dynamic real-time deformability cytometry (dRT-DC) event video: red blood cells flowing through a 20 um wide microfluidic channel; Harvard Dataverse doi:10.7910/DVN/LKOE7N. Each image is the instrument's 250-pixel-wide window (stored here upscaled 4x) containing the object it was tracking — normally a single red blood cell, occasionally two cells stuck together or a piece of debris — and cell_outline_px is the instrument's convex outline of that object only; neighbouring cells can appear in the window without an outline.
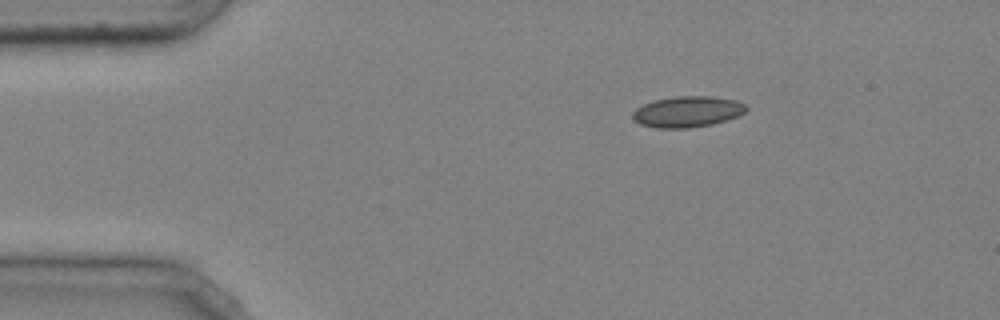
{"species": "common noctule bat (a hibernating species)", "species_latin": "Nyctalus noctula", "temperature_condition": "cold", "stored_images_in_passage": 38, "camera_frame_rate_fps": 3000, "um_per_image_px": 0.085, "animal": {"sex": "male", "body_mass_g": 20.4}, "frame": {"image": 1, "passage_image": 1, "time_ms": 0.0, "image_size_px": [1000, 320], "cell_outline_px": [[748, 108], [744, 112], [736, 116], [712, 124], [688, 128], [656, 128], [640, 124], [632, 120], [632, 112], [636, 108], [644, 104], [656, 100], [672, 96], [712, 96], [736, 100], [744, 104]], "centroid_in_image_um": [58.39, 9.49], "position_along_channel_um": 26.6, "area_um2": 20.46}}
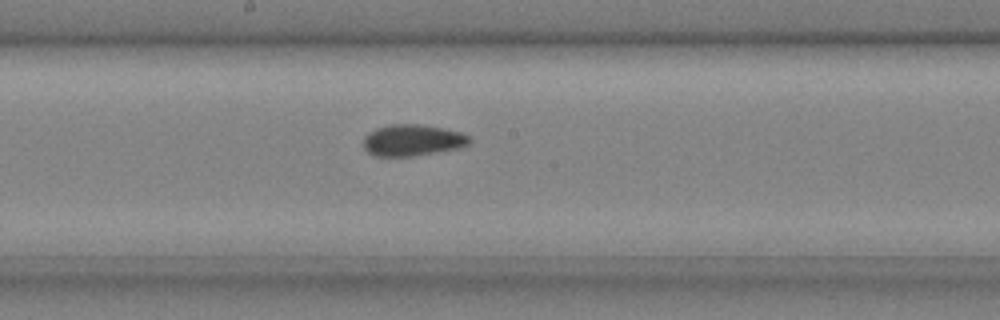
{"frame": {"image": 2, "passage_image": 19, "time_ms": 6.0, "image_size_px": [1000, 320], "cell_outline_px": [[472, 140], [468, 144], [460, 148], [412, 156], [376, 156], [368, 152], [364, 148], [364, 136], [368, 132], [376, 128], [388, 124], [420, 124], [444, 128], [460, 132], [468, 136]], "centroid_in_image_um": [35.05, 11.91], "position_along_channel_um": 213.1, "area_um2": 19.48}}
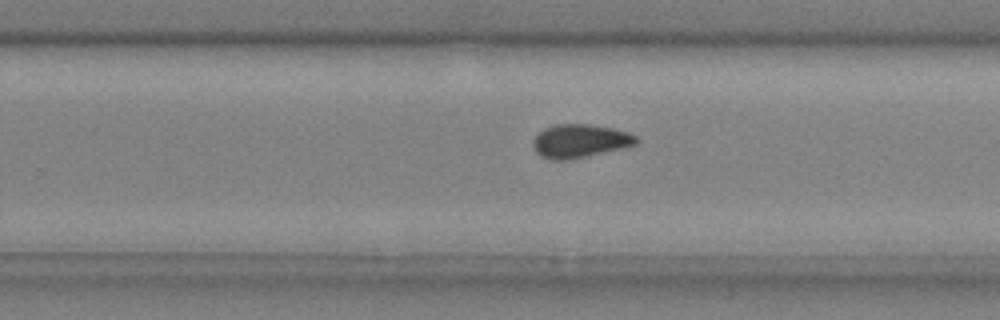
{"frame": {"image": 3, "passage_image": 24, "time_ms": 7.667, "image_size_px": [1000, 320], "cell_outline_px": [[640, 140], [636, 144], [588, 156], [564, 160], [552, 160], [540, 156], [536, 152], [532, 144], [532, 140], [544, 128], [556, 124], [592, 124], [612, 128], [628, 132], [636, 136]], "centroid_in_image_um": [49.27, 11.98], "position_along_channel_um": 280.5, "area_um2": 20.06}, "authors_computed_cell_mechanics": {"area_um2": 19.5653, "velocity_mm_per_s": 4.0475, "shape_relaxation_time_tau1_ms": null, "shape_relaxation_time_tau2_ms": 1.6315, "deformation_change_tau1": null, "deformation_change_tau2": 0.057}}